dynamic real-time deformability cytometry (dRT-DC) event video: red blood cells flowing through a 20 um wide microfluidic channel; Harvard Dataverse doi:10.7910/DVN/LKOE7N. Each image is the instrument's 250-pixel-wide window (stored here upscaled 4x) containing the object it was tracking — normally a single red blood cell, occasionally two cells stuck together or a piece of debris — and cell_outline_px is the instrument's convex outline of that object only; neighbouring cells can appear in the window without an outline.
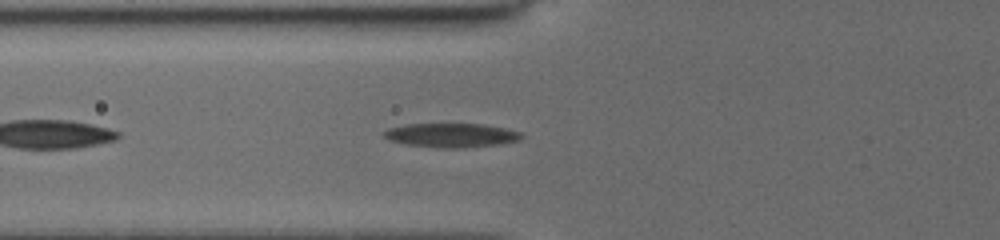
{"species": "common noctule bat (a hibernating species)", "species_latin": "Nyctalus noctula", "temperature_condition": "cold", "stored_images_in_passage": 37, "camera_frame_rate_fps": 3000, "um_per_image_px": 0.085, "animal": {"sex": "female", "body_mass_g": 19.5, "forearm_length_mm": 54.1}, "frame": {"image": 1, "passage_image": 7, "time_ms": 1.667, "image_size_px": [1000, 240], "cell_outline_px": [[524, 136], [520, 140], [500, 144], [464, 148], [436, 148], [404, 144], [388, 140], [384, 136], [384, 132], [388, 128], [408, 124], [484, 124], [504, 128], [520, 132]], "centroid_in_image_um": [38.36, 11.51], "position_along_channel_um": 87.4, "area_um2": 19.42}}
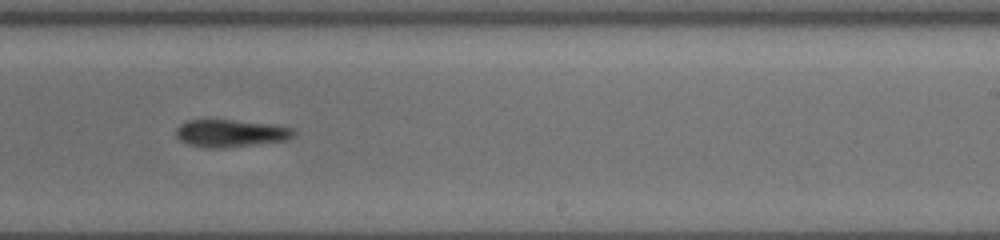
{"frame": {"image": 2, "passage_image": 22, "time_ms": 6.333, "image_size_px": [1000, 240], "cell_outline_px": [[296, 136], [292, 140], [224, 148], [208, 148], [188, 144], [180, 140], [176, 136], [176, 128], [180, 124], [188, 120], [208, 116], [272, 124], [292, 128], [296, 132]], "centroid_in_image_um": [19.61, 11.28], "position_along_channel_um": 269.4, "area_um2": 19.94}}
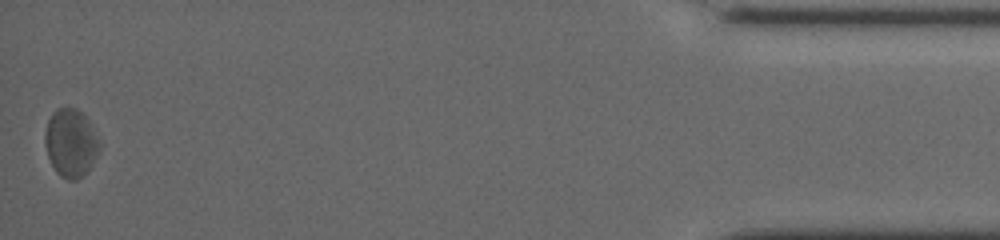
{"frame": {"image": 3, "passage_image": 37, "time_ms": 12.333, "image_size_px": [1000, 240], "cell_outline_px": [[100, 152], [88, 168], [76, 180], [68, 180], [60, 176], [56, 172], [48, 156], [44, 140], [44, 132], [48, 120], [52, 112], [56, 108], [76, 108], [92, 124], [100, 144]], "centroid_in_image_um": [6.0, 12.13], "position_along_channel_um": 429.2, "area_um2": 21.5}, "authors_computed_cell_mechanics": {"area_um2": 19.8254, "velocity_mm_per_s": 3.9021, "shape_relaxation_time_tau1_ms": 4.4419, "shape_relaxation_time_tau2_ms": null, "deformation_change_tau1": 0.1094, "deformation_change_tau2": null}}